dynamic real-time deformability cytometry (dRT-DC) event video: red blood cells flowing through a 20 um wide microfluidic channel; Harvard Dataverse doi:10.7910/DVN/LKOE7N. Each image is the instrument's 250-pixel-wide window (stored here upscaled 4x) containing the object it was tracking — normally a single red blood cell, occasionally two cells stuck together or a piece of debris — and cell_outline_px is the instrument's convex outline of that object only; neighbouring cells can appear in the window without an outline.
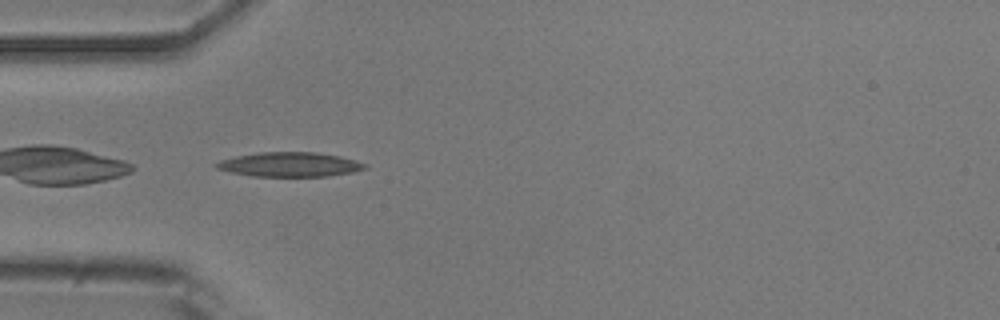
{"species": "common noctule bat (a hibernating species)", "species_latin": "Nyctalus noctula", "temperature_condition": "room temperature", "stored_images_in_passage": 38, "camera_frame_rate_fps": 3000, "um_per_image_px": 0.085, "animal": {"sex": "male", "body_mass_g": 20.5, "forearm_length_mm": 52.5}, "frame": {"image": 1, "passage_image": 1, "time_ms": 0.0, "image_size_px": [1000, 320], "cell_outline_px": [[368, 168], [352, 172], [328, 176], [252, 176], [232, 172], [216, 168], [212, 164], [220, 160], [236, 156], [260, 152], [316, 152], [340, 156], [356, 160], [368, 164]], "centroid_in_image_um": [24.65, 13.97], "position_along_channel_um": 60.4, "area_um2": 21.21}}
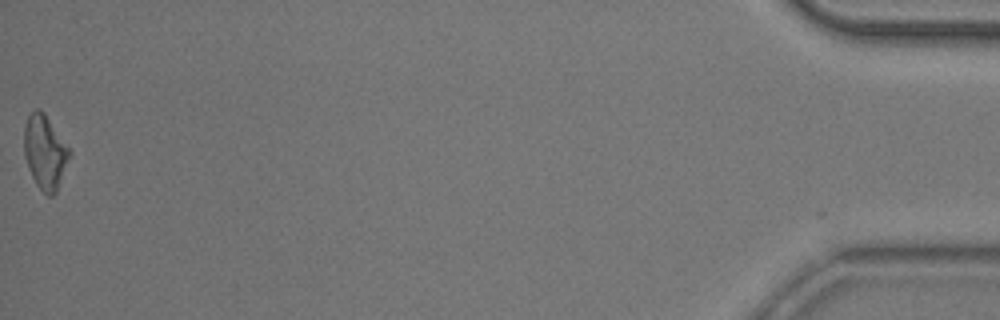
{"frame": {"image": 2, "passage_image": 38, "time_ms": 12.333, "image_size_px": [1000, 320], "cell_outline_px": [[72, 152], [56, 192], [52, 196], [48, 196], [36, 184], [28, 168], [24, 156], [24, 128], [28, 116], [36, 108], [40, 108], [44, 112]], "centroid_in_image_um": [3.82, 12.92], "position_along_channel_um": 431.4, "area_um2": 19.48}, "authors_computed_cell_mechanics": {"area_um2": 19.5364, "velocity_mm_per_s": 3.8259, "shape_relaxation_time_tau1_ms": 5.6849, "shape_relaxation_time_tau2_ms": 4.7934, "deformation_change_tau1": 0.1669, "deformation_change_tau2": 0.1389}}